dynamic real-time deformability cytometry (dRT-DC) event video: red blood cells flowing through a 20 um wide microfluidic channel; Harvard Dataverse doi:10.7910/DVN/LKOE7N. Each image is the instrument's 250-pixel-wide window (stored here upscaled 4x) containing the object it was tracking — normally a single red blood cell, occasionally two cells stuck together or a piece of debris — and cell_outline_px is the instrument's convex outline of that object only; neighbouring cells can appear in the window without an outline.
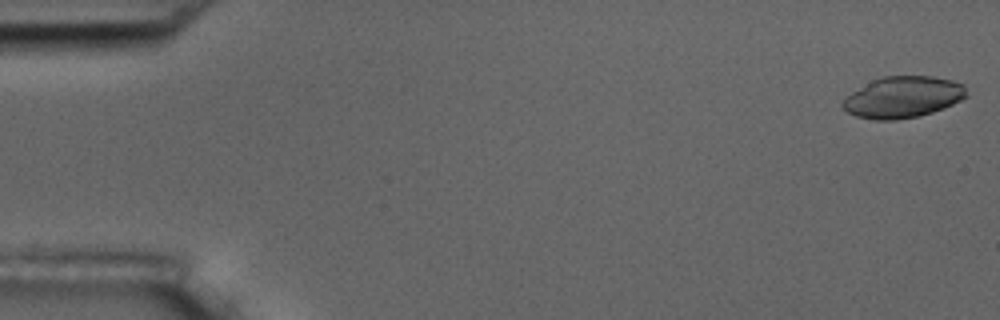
{"species": "common noctule bat (a hibernating species)", "species_latin": "Nyctalus noctula", "temperature_condition": "room temperature", "stored_images_in_passage": 16, "camera_frame_rate_fps": 3000, "um_per_image_px": 0.085, "animal": {"sex": "male", "body_mass_g": 17.5, "forearm_length_mm": 52.3}, "frame": {"image": 1, "passage_image": 1, "time_ms": 0.0, "image_size_px": [1000, 320], "cell_outline_px": [[968, 96], [944, 108], [920, 116], [896, 120], [872, 120], [856, 116], [848, 112], [840, 104], [852, 92], [872, 80], [884, 76], [932, 76], [952, 80], [964, 84]], "centroid_in_image_um": [76.76, 8.26], "position_along_channel_um": 8.2, "area_um2": 29.82}}